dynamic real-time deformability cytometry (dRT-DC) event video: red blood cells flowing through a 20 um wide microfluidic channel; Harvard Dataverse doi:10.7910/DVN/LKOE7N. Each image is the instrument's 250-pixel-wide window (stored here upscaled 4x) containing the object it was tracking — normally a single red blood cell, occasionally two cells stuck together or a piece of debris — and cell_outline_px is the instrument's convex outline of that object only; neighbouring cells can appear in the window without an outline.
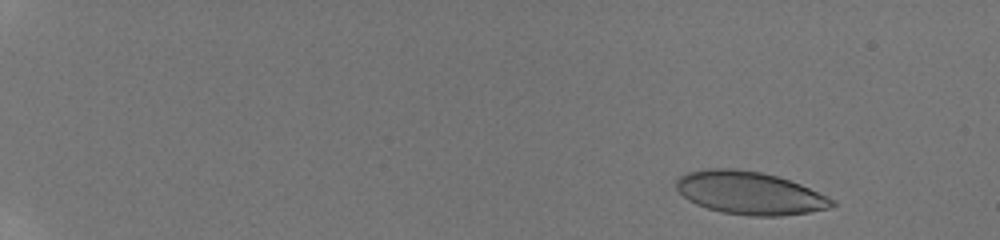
{"species": "human", "species_latin": "Homo sapiens", "temperature_condition": "room temperature", "stored_images_in_passage": 12, "camera_frame_rate_fps": 3000, "um_per_image_px": 0.085, "donor": {"sex": "male"}, "frame": {"image": 1, "passage_image": 2, "time_ms": 1.0, "image_size_px": [1000, 240], "cell_outline_px": [[836, 204], [828, 208], [808, 212], [780, 216], [752, 216], [724, 212], [708, 208], [696, 204], [688, 200], [676, 188], [676, 180], [680, 176], [688, 172], [708, 168], [736, 168], [760, 172], [776, 176], [800, 184], [828, 196], [836, 200]], "centroid_in_image_um": [63.72, 16.4], "position_along_channel_um": 21.3, "area_um2": 38.73}}
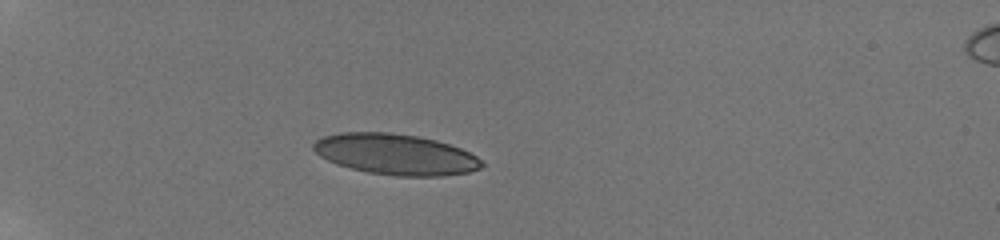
{"frame": {"image": 2, "passage_image": 7, "time_ms": 5.0, "image_size_px": [1000, 240], "cell_outline_px": [[484, 164], [480, 168], [468, 172], [444, 176], [396, 176], [368, 172], [336, 164], [320, 156], [312, 148], [312, 144], [320, 136], [340, 132], [392, 132], [416, 136], [436, 140], [460, 148], [476, 156]], "centroid_in_image_um": [33.59, 13.11], "position_along_channel_um": 51.4, "area_um2": 40.06}}
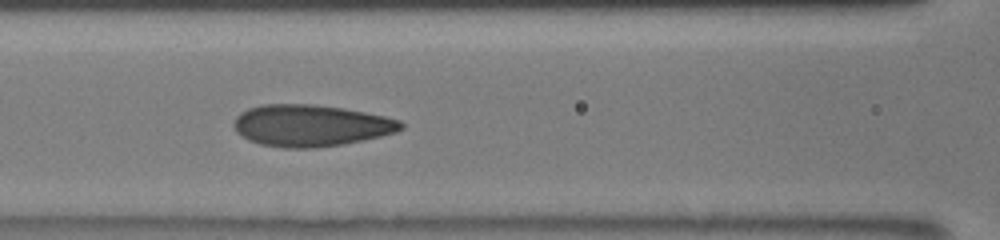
{"frame": {"image": 3, "passage_image": 11, "time_ms": 8.333, "image_size_px": [1000, 240], "cell_outline_px": [[404, 128], [396, 132], [364, 140], [344, 144], [316, 148], [284, 148], [260, 144], [248, 140], [236, 132], [232, 124], [236, 116], [240, 112], [248, 108], [264, 104], [316, 104], [344, 108], [384, 116], [400, 120], [404, 124]], "centroid_in_image_um": [26.4, 10.67], "position_along_channel_um": 140.2, "area_um2": 40.92}}